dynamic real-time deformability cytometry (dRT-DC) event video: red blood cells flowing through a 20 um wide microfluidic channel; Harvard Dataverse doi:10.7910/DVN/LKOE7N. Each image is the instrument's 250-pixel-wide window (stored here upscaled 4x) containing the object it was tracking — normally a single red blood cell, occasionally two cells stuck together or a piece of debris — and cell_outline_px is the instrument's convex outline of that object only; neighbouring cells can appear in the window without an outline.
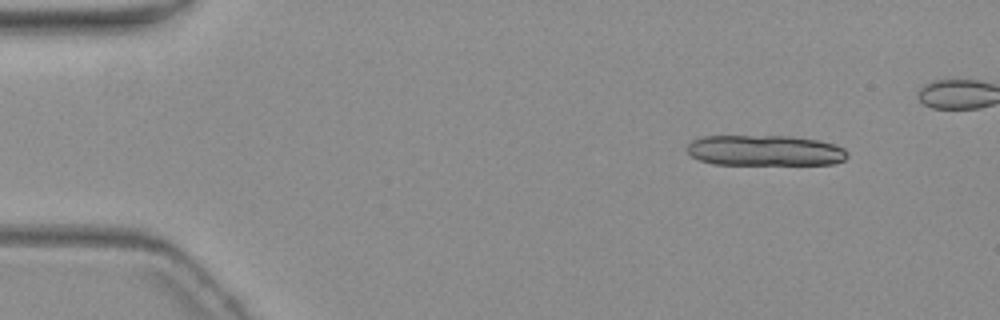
{"species": "common noctule bat (a hibernating species)", "species_latin": "Nyctalus noctula", "temperature_condition": "warm", "stored_images_in_passage": 5, "camera_frame_rate_fps": 3000, "um_per_image_px": 0.085, "animal": {"sex": "female", "body_mass_g": 19.3, "forearm_length_mm": 54.1}, "frame": {"image": 1, "passage_image": 1, "time_ms": 0.0, "image_size_px": [1000, 320], "cell_outline_px": [[848, 156], [844, 160], [832, 164], [716, 164], [700, 160], [692, 156], [684, 148], [692, 140], [704, 136], [788, 136], [816, 140], [832, 144], [844, 148], [848, 152]], "centroid_in_image_um": [65.0, 12.79], "position_along_channel_um": 20.0, "area_um2": 28.55}}